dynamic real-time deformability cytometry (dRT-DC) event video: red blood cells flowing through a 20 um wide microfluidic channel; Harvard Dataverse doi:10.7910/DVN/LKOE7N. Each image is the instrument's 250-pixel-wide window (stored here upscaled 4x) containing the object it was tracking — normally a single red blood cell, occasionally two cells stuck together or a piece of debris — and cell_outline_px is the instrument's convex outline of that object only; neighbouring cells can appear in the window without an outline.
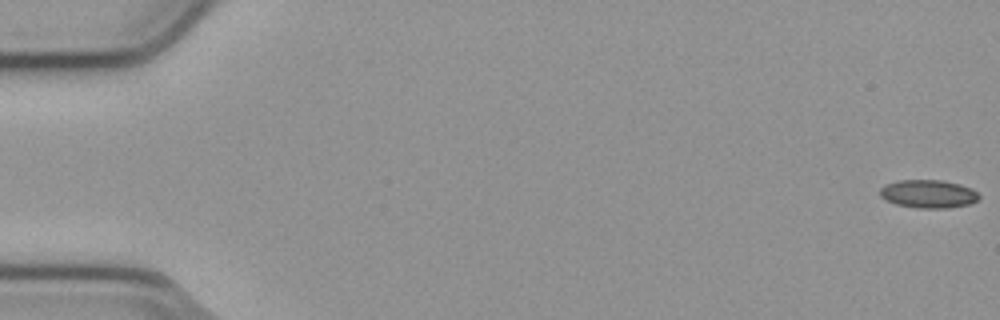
{"species": "common noctule bat (a hibernating species)", "species_latin": "Nyctalus noctula", "temperature_condition": "cold", "stored_images_in_passage": 55, "camera_frame_rate_fps": 3000, "um_per_image_px": 0.085, "animal": {"sex": "male", "body_mass_g": 23.1, "forearm_length_mm": 52.7}, "frame": {"image": 1, "passage_image": 1, "time_ms": 0.0, "image_size_px": [1000, 320], "cell_outline_px": [[980, 196], [976, 200], [968, 204], [948, 208], [916, 208], [896, 204], [884, 200], [880, 196], [880, 188], [884, 184], [900, 180], [944, 180], [960, 184], [972, 188]], "centroid_in_image_um": [78.87, 16.47], "position_along_channel_um": 6.1, "area_um2": 16.36}}
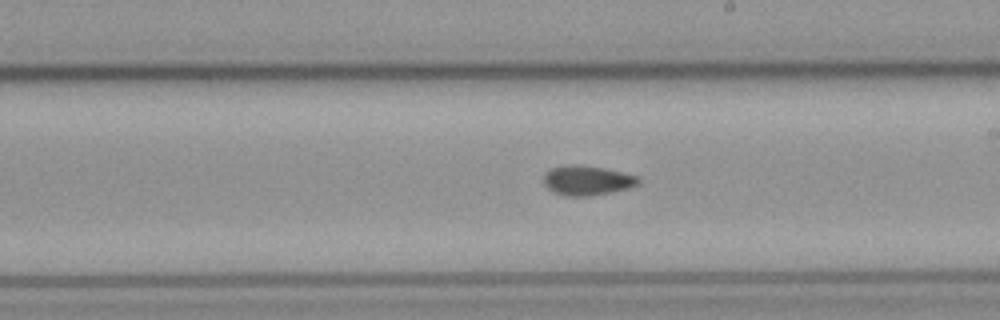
{"frame": {"image": 2, "passage_image": 32, "time_ms": 10.333, "image_size_px": [1000, 320], "cell_outline_px": [[640, 184], [628, 188], [588, 196], [564, 196], [548, 188], [544, 184], [544, 172], [552, 168], [604, 168], [640, 176]], "centroid_in_image_um": [49.97, 15.39], "position_along_channel_um": 239.0, "area_um2": 15.49}}
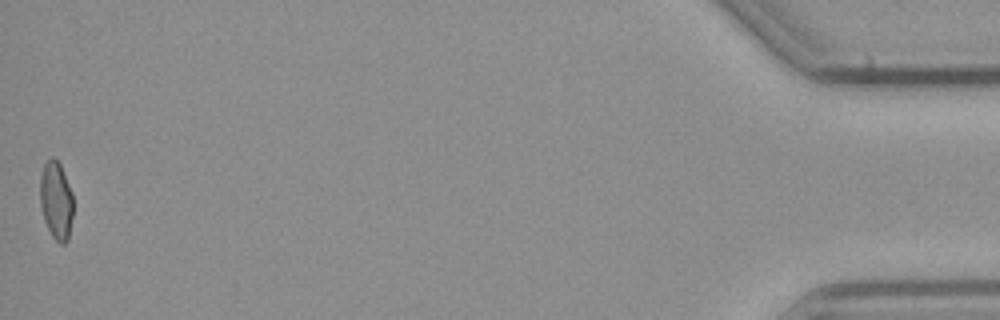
{"frame": {"image": 3, "passage_image": 55, "time_ms": 18.0, "image_size_px": [1000, 320], "cell_outline_px": [[72, 216], [68, 240], [64, 244], [60, 244], [52, 236], [44, 220], [40, 204], [40, 176], [44, 164], [52, 156], [60, 164], [72, 192]], "centroid_in_image_um": [4.76, 17.04], "position_along_channel_um": 430.4, "area_um2": 14.97}, "authors_computed_cell_mechanics": {"area_um2": 15.8372, "velocity_mm_per_s": 3.7987, "shape_relaxation_time_tau1_ms": null, "shape_relaxation_time_tau2_ms": 2.693, "deformation_change_tau1": null, "deformation_change_tau2": 0.0733}}